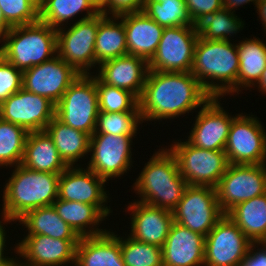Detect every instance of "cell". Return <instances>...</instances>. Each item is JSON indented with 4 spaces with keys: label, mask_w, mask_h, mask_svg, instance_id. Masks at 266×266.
Instances as JSON below:
<instances>
[{
    "label": "cell",
    "mask_w": 266,
    "mask_h": 266,
    "mask_svg": "<svg viewBox=\"0 0 266 266\" xmlns=\"http://www.w3.org/2000/svg\"><path fill=\"white\" fill-rule=\"evenodd\" d=\"M146 0H109L100 10L105 16H121L127 13H137L144 10Z\"/></svg>",
    "instance_id": "60d3db41"
},
{
    "label": "cell",
    "mask_w": 266,
    "mask_h": 266,
    "mask_svg": "<svg viewBox=\"0 0 266 266\" xmlns=\"http://www.w3.org/2000/svg\"><path fill=\"white\" fill-rule=\"evenodd\" d=\"M118 17L123 21L126 31L128 54L149 62L157 51L164 28L143 11Z\"/></svg>",
    "instance_id": "603a6c76"
},
{
    "label": "cell",
    "mask_w": 266,
    "mask_h": 266,
    "mask_svg": "<svg viewBox=\"0 0 266 266\" xmlns=\"http://www.w3.org/2000/svg\"><path fill=\"white\" fill-rule=\"evenodd\" d=\"M205 236L173 222L162 246L163 266H204Z\"/></svg>",
    "instance_id": "7402d4cb"
},
{
    "label": "cell",
    "mask_w": 266,
    "mask_h": 266,
    "mask_svg": "<svg viewBox=\"0 0 266 266\" xmlns=\"http://www.w3.org/2000/svg\"><path fill=\"white\" fill-rule=\"evenodd\" d=\"M0 42V55L22 71L57 54V31L41 21L11 27Z\"/></svg>",
    "instance_id": "5b68a950"
},
{
    "label": "cell",
    "mask_w": 266,
    "mask_h": 266,
    "mask_svg": "<svg viewBox=\"0 0 266 266\" xmlns=\"http://www.w3.org/2000/svg\"><path fill=\"white\" fill-rule=\"evenodd\" d=\"M141 122L140 112L99 111L94 133L136 136L138 124Z\"/></svg>",
    "instance_id": "74e56055"
},
{
    "label": "cell",
    "mask_w": 266,
    "mask_h": 266,
    "mask_svg": "<svg viewBox=\"0 0 266 266\" xmlns=\"http://www.w3.org/2000/svg\"><path fill=\"white\" fill-rule=\"evenodd\" d=\"M27 235H46L54 239L80 240V236L63 221L53 206L30 210L19 220Z\"/></svg>",
    "instance_id": "f546056e"
},
{
    "label": "cell",
    "mask_w": 266,
    "mask_h": 266,
    "mask_svg": "<svg viewBox=\"0 0 266 266\" xmlns=\"http://www.w3.org/2000/svg\"><path fill=\"white\" fill-rule=\"evenodd\" d=\"M45 131L52 138L60 158L67 166H75L80 158L88 154L89 134L65 125L56 117L50 121Z\"/></svg>",
    "instance_id": "4316f807"
},
{
    "label": "cell",
    "mask_w": 266,
    "mask_h": 266,
    "mask_svg": "<svg viewBox=\"0 0 266 266\" xmlns=\"http://www.w3.org/2000/svg\"><path fill=\"white\" fill-rule=\"evenodd\" d=\"M90 1L99 11L109 2V0H90Z\"/></svg>",
    "instance_id": "f907efd6"
},
{
    "label": "cell",
    "mask_w": 266,
    "mask_h": 266,
    "mask_svg": "<svg viewBox=\"0 0 266 266\" xmlns=\"http://www.w3.org/2000/svg\"><path fill=\"white\" fill-rule=\"evenodd\" d=\"M239 41V71L237 77V93L240 87H255L266 68V44L260 38Z\"/></svg>",
    "instance_id": "4dcf8cb0"
},
{
    "label": "cell",
    "mask_w": 266,
    "mask_h": 266,
    "mask_svg": "<svg viewBox=\"0 0 266 266\" xmlns=\"http://www.w3.org/2000/svg\"><path fill=\"white\" fill-rule=\"evenodd\" d=\"M10 26L6 23L4 15L0 7V38H2L9 30Z\"/></svg>",
    "instance_id": "7dc6e473"
},
{
    "label": "cell",
    "mask_w": 266,
    "mask_h": 266,
    "mask_svg": "<svg viewBox=\"0 0 266 266\" xmlns=\"http://www.w3.org/2000/svg\"><path fill=\"white\" fill-rule=\"evenodd\" d=\"M235 116L224 150L229 164H266V133L263 125L253 115Z\"/></svg>",
    "instance_id": "8fae6325"
},
{
    "label": "cell",
    "mask_w": 266,
    "mask_h": 266,
    "mask_svg": "<svg viewBox=\"0 0 266 266\" xmlns=\"http://www.w3.org/2000/svg\"><path fill=\"white\" fill-rule=\"evenodd\" d=\"M68 166L59 176L58 198L62 200L94 205L105 217L111 213L105 179L91 169ZM104 185V186H103Z\"/></svg>",
    "instance_id": "e0dca14e"
},
{
    "label": "cell",
    "mask_w": 266,
    "mask_h": 266,
    "mask_svg": "<svg viewBox=\"0 0 266 266\" xmlns=\"http://www.w3.org/2000/svg\"><path fill=\"white\" fill-rule=\"evenodd\" d=\"M21 165L33 171L53 174H61L68 167L45 130L28 132Z\"/></svg>",
    "instance_id": "d4e9b609"
},
{
    "label": "cell",
    "mask_w": 266,
    "mask_h": 266,
    "mask_svg": "<svg viewBox=\"0 0 266 266\" xmlns=\"http://www.w3.org/2000/svg\"><path fill=\"white\" fill-rule=\"evenodd\" d=\"M251 244L225 214L205 237L204 266H241Z\"/></svg>",
    "instance_id": "4fadbf2b"
},
{
    "label": "cell",
    "mask_w": 266,
    "mask_h": 266,
    "mask_svg": "<svg viewBox=\"0 0 266 266\" xmlns=\"http://www.w3.org/2000/svg\"><path fill=\"white\" fill-rule=\"evenodd\" d=\"M188 186L179 172L175 155L162 148L145 164L134 182V191L140 195L139 202L173 211Z\"/></svg>",
    "instance_id": "277c9868"
},
{
    "label": "cell",
    "mask_w": 266,
    "mask_h": 266,
    "mask_svg": "<svg viewBox=\"0 0 266 266\" xmlns=\"http://www.w3.org/2000/svg\"><path fill=\"white\" fill-rule=\"evenodd\" d=\"M243 21L226 8L199 15L192 21L194 33L205 40H230L243 29ZM242 28V29H241Z\"/></svg>",
    "instance_id": "1f68e13d"
},
{
    "label": "cell",
    "mask_w": 266,
    "mask_h": 266,
    "mask_svg": "<svg viewBox=\"0 0 266 266\" xmlns=\"http://www.w3.org/2000/svg\"><path fill=\"white\" fill-rule=\"evenodd\" d=\"M172 214L174 222L205 237L225 215L217 200L216 189L198 185L186 187Z\"/></svg>",
    "instance_id": "ba28073f"
},
{
    "label": "cell",
    "mask_w": 266,
    "mask_h": 266,
    "mask_svg": "<svg viewBox=\"0 0 266 266\" xmlns=\"http://www.w3.org/2000/svg\"><path fill=\"white\" fill-rule=\"evenodd\" d=\"M120 241L121 255L125 266H163L162 247L140 242L128 235Z\"/></svg>",
    "instance_id": "d590c367"
},
{
    "label": "cell",
    "mask_w": 266,
    "mask_h": 266,
    "mask_svg": "<svg viewBox=\"0 0 266 266\" xmlns=\"http://www.w3.org/2000/svg\"><path fill=\"white\" fill-rule=\"evenodd\" d=\"M59 176L15 166L3 189L2 221L16 222L30 210L52 206L58 198Z\"/></svg>",
    "instance_id": "3957f363"
},
{
    "label": "cell",
    "mask_w": 266,
    "mask_h": 266,
    "mask_svg": "<svg viewBox=\"0 0 266 266\" xmlns=\"http://www.w3.org/2000/svg\"><path fill=\"white\" fill-rule=\"evenodd\" d=\"M31 1H33L38 7H40L44 2V0H31Z\"/></svg>",
    "instance_id": "816d5d0a"
},
{
    "label": "cell",
    "mask_w": 266,
    "mask_h": 266,
    "mask_svg": "<svg viewBox=\"0 0 266 266\" xmlns=\"http://www.w3.org/2000/svg\"><path fill=\"white\" fill-rule=\"evenodd\" d=\"M79 240L54 239L46 235H26L14 251L26 259L23 266L75 265L76 246ZM71 261V262H70Z\"/></svg>",
    "instance_id": "d6986e66"
},
{
    "label": "cell",
    "mask_w": 266,
    "mask_h": 266,
    "mask_svg": "<svg viewBox=\"0 0 266 266\" xmlns=\"http://www.w3.org/2000/svg\"><path fill=\"white\" fill-rule=\"evenodd\" d=\"M98 66L100 70L96 77L102 83L128 90L140 98L149 71L147 60L127 54L104 61Z\"/></svg>",
    "instance_id": "ffe728a7"
},
{
    "label": "cell",
    "mask_w": 266,
    "mask_h": 266,
    "mask_svg": "<svg viewBox=\"0 0 266 266\" xmlns=\"http://www.w3.org/2000/svg\"><path fill=\"white\" fill-rule=\"evenodd\" d=\"M27 135L21 126L0 118V167L22 163Z\"/></svg>",
    "instance_id": "e575fe53"
},
{
    "label": "cell",
    "mask_w": 266,
    "mask_h": 266,
    "mask_svg": "<svg viewBox=\"0 0 266 266\" xmlns=\"http://www.w3.org/2000/svg\"><path fill=\"white\" fill-rule=\"evenodd\" d=\"M218 98L211 97L198 112L188 136V141L193 146L207 150H225L234 116L228 115Z\"/></svg>",
    "instance_id": "ac0fdd59"
},
{
    "label": "cell",
    "mask_w": 266,
    "mask_h": 266,
    "mask_svg": "<svg viewBox=\"0 0 266 266\" xmlns=\"http://www.w3.org/2000/svg\"><path fill=\"white\" fill-rule=\"evenodd\" d=\"M192 21L199 15H204L222 8V0H184Z\"/></svg>",
    "instance_id": "b9f144b4"
},
{
    "label": "cell",
    "mask_w": 266,
    "mask_h": 266,
    "mask_svg": "<svg viewBox=\"0 0 266 266\" xmlns=\"http://www.w3.org/2000/svg\"><path fill=\"white\" fill-rule=\"evenodd\" d=\"M82 11H87L82 20L100 13L90 0H44L39 7V21L58 29Z\"/></svg>",
    "instance_id": "d6a6232c"
},
{
    "label": "cell",
    "mask_w": 266,
    "mask_h": 266,
    "mask_svg": "<svg viewBox=\"0 0 266 266\" xmlns=\"http://www.w3.org/2000/svg\"><path fill=\"white\" fill-rule=\"evenodd\" d=\"M23 71L0 55V104L22 88Z\"/></svg>",
    "instance_id": "ab89813d"
},
{
    "label": "cell",
    "mask_w": 266,
    "mask_h": 266,
    "mask_svg": "<svg viewBox=\"0 0 266 266\" xmlns=\"http://www.w3.org/2000/svg\"><path fill=\"white\" fill-rule=\"evenodd\" d=\"M127 54L126 31L123 21L119 22V17L105 16L100 12L95 41V66Z\"/></svg>",
    "instance_id": "83f0119b"
},
{
    "label": "cell",
    "mask_w": 266,
    "mask_h": 266,
    "mask_svg": "<svg viewBox=\"0 0 266 266\" xmlns=\"http://www.w3.org/2000/svg\"><path fill=\"white\" fill-rule=\"evenodd\" d=\"M98 112L96 75L91 74H80L55 105L59 121L90 136L95 132Z\"/></svg>",
    "instance_id": "8992f818"
},
{
    "label": "cell",
    "mask_w": 266,
    "mask_h": 266,
    "mask_svg": "<svg viewBox=\"0 0 266 266\" xmlns=\"http://www.w3.org/2000/svg\"><path fill=\"white\" fill-rule=\"evenodd\" d=\"M215 189L227 214L237 204L266 193V164H229Z\"/></svg>",
    "instance_id": "9c48e42d"
},
{
    "label": "cell",
    "mask_w": 266,
    "mask_h": 266,
    "mask_svg": "<svg viewBox=\"0 0 266 266\" xmlns=\"http://www.w3.org/2000/svg\"><path fill=\"white\" fill-rule=\"evenodd\" d=\"M98 108L104 112H140L139 99L130 91L109 86L96 77Z\"/></svg>",
    "instance_id": "8d00e7d4"
},
{
    "label": "cell",
    "mask_w": 266,
    "mask_h": 266,
    "mask_svg": "<svg viewBox=\"0 0 266 266\" xmlns=\"http://www.w3.org/2000/svg\"><path fill=\"white\" fill-rule=\"evenodd\" d=\"M226 215L256 247L266 242V193L237 204Z\"/></svg>",
    "instance_id": "484cf974"
},
{
    "label": "cell",
    "mask_w": 266,
    "mask_h": 266,
    "mask_svg": "<svg viewBox=\"0 0 266 266\" xmlns=\"http://www.w3.org/2000/svg\"><path fill=\"white\" fill-rule=\"evenodd\" d=\"M52 206L59 217L80 237L96 236L106 232L105 229L96 228V225L106 217L94 205L57 198Z\"/></svg>",
    "instance_id": "f1b7e54d"
},
{
    "label": "cell",
    "mask_w": 266,
    "mask_h": 266,
    "mask_svg": "<svg viewBox=\"0 0 266 266\" xmlns=\"http://www.w3.org/2000/svg\"><path fill=\"white\" fill-rule=\"evenodd\" d=\"M118 235L106 231L81 237L76 246L75 266H125Z\"/></svg>",
    "instance_id": "cb8c5ba5"
},
{
    "label": "cell",
    "mask_w": 266,
    "mask_h": 266,
    "mask_svg": "<svg viewBox=\"0 0 266 266\" xmlns=\"http://www.w3.org/2000/svg\"><path fill=\"white\" fill-rule=\"evenodd\" d=\"M258 88H260L259 92H263V94H266V68L263 70L261 76H260V80L257 82Z\"/></svg>",
    "instance_id": "c3c4849f"
},
{
    "label": "cell",
    "mask_w": 266,
    "mask_h": 266,
    "mask_svg": "<svg viewBox=\"0 0 266 266\" xmlns=\"http://www.w3.org/2000/svg\"><path fill=\"white\" fill-rule=\"evenodd\" d=\"M257 13L262 21V26L264 27V32H266V0H258L255 5Z\"/></svg>",
    "instance_id": "f6af8a7d"
},
{
    "label": "cell",
    "mask_w": 266,
    "mask_h": 266,
    "mask_svg": "<svg viewBox=\"0 0 266 266\" xmlns=\"http://www.w3.org/2000/svg\"><path fill=\"white\" fill-rule=\"evenodd\" d=\"M249 2H253L256 5L258 0H222V7L234 13L235 8H238L240 5L242 6L243 4H247Z\"/></svg>",
    "instance_id": "ee69618b"
},
{
    "label": "cell",
    "mask_w": 266,
    "mask_h": 266,
    "mask_svg": "<svg viewBox=\"0 0 266 266\" xmlns=\"http://www.w3.org/2000/svg\"><path fill=\"white\" fill-rule=\"evenodd\" d=\"M179 172L188 185L216 187L229 166L224 150H207L193 146L188 140L174 142Z\"/></svg>",
    "instance_id": "52a82bcc"
},
{
    "label": "cell",
    "mask_w": 266,
    "mask_h": 266,
    "mask_svg": "<svg viewBox=\"0 0 266 266\" xmlns=\"http://www.w3.org/2000/svg\"><path fill=\"white\" fill-rule=\"evenodd\" d=\"M238 71L237 44H232L230 40L198 38L190 72L212 97L220 100V96L236 93Z\"/></svg>",
    "instance_id": "7a4b0ae2"
},
{
    "label": "cell",
    "mask_w": 266,
    "mask_h": 266,
    "mask_svg": "<svg viewBox=\"0 0 266 266\" xmlns=\"http://www.w3.org/2000/svg\"><path fill=\"white\" fill-rule=\"evenodd\" d=\"M255 246L256 243H252L249 246L248 252L245 259L242 261L241 266H266V243H261L260 246L262 247L254 252V249H256Z\"/></svg>",
    "instance_id": "7bdbcfd3"
},
{
    "label": "cell",
    "mask_w": 266,
    "mask_h": 266,
    "mask_svg": "<svg viewBox=\"0 0 266 266\" xmlns=\"http://www.w3.org/2000/svg\"><path fill=\"white\" fill-rule=\"evenodd\" d=\"M198 38L192 25L164 28L149 71L190 72Z\"/></svg>",
    "instance_id": "7c38bea8"
},
{
    "label": "cell",
    "mask_w": 266,
    "mask_h": 266,
    "mask_svg": "<svg viewBox=\"0 0 266 266\" xmlns=\"http://www.w3.org/2000/svg\"><path fill=\"white\" fill-rule=\"evenodd\" d=\"M0 7L10 27L39 21V7L31 0H0Z\"/></svg>",
    "instance_id": "f35d334b"
},
{
    "label": "cell",
    "mask_w": 266,
    "mask_h": 266,
    "mask_svg": "<svg viewBox=\"0 0 266 266\" xmlns=\"http://www.w3.org/2000/svg\"><path fill=\"white\" fill-rule=\"evenodd\" d=\"M143 12L163 28L192 25L184 0H146Z\"/></svg>",
    "instance_id": "836d02e7"
},
{
    "label": "cell",
    "mask_w": 266,
    "mask_h": 266,
    "mask_svg": "<svg viewBox=\"0 0 266 266\" xmlns=\"http://www.w3.org/2000/svg\"><path fill=\"white\" fill-rule=\"evenodd\" d=\"M55 117V105L45 97L21 88L0 104V118L27 132L44 131Z\"/></svg>",
    "instance_id": "9a60e30c"
},
{
    "label": "cell",
    "mask_w": 266,
    "mask_h": 266,
    "mask_svg": "<svg viewBox=\"0 0 266 266\" xmlns=\"http://www.w3.org/2000/svg\"><path fill=\"white\" fill-rule=\"evenodd\" d=\"M132 212L130 237L162 247L174 222L171 211L135 201L128 205Z\"/></svg>",
    "instance_id": "44dd1931"
},
{
    "label": "cell",
    "mask_w": 266,
    "mask_h": 266,
    "mask_svg": "<svg viewBox=\"0 0 266 266\" xmlns=\"http://www.w3.org/2000/svg\"><path fill=\"white\" fill-rule=\"evenodd\" d=\"M79 76L80 73L56 55L48 61L24 70L22 88L45 97L56 105Z\"/></svg>",
    "instance_id": "2e32d148"
},
{
    "label": "cell",
    "mask_w": 266,
    "mask_h": 266,
    "mask_svg": "<svg viewBox=\"0 0 266 266\" xmlns=\"http://www.w3.org/2000/svg\"><path fill=\"white\" fill-rule=\"evenodd\" d=\"M211 97L191 72L148 71L139 98L142 123L177 118L202 107Z\"/></svg>",
    "instance_id": "6da1fadb"
},
{
    "label": "cell",
    "mask_w": 266,
    "mask_h": 266,
    "mask_svg": "<svg viewBox=\"0 0 266 266\" xmlns=\"http://www.w3.org/2000/svg\"><path fill=\"white\" fill-rule=\"evenodd\" d=\"M135 136L93 133L89 152H92L88 169L106 181L127 173L132 163L131 143Z\"/></svg>",
    "instance_id": "5bb4252c"
},
{
    "label": "cell",
    "mask_w": 266,
    "mask_h": 266,
    "mask_svg": "<svg viewBox=\"0 0 266 266\" xmlns=\"http://www.w3.org/2000/svg\"><path fill=\"white\" fill-rule=\"evenodd\" d=\"M2 221H0V264H2L4 261H6L8 259V257L6 258V256L4 257V250H5V241H6V232H5V229L4 227L2 226L3 224Z\"/></svg>",
    "instance_id": "bcb514c9"
},
{
    "label": "cell",
    "mask_w": 266,
    "mask_h": 266,
    "mask_svg": "<svg viewBox=\"0 0 266 266\" xmlns=\"http://www.w3.org/2000/svg\"><path fill=\"white\" fill-rule=\"evenodd\" d=\"M0 266H23V263L20 260H16L13 258H8L4 261Z\"/></svg>",
    "instance_id": "681fc988"
},
{
    "label": "cell",
    "mask_w": 266,
    "mask_h": 266,
    "mask_svg": "<svg viewBox=\"0 0 266 266\" xmlns=\"http://www.w3.org/2000/svg\"><path fill=\"white\" fill-rule=\"evenodd\" d=\"M99 14L76 21L68 30L57 31V55L80 74H91L95 66V41Z\"/></svg>",
    "instance_id": "30bf717a"
}]
</instances>
